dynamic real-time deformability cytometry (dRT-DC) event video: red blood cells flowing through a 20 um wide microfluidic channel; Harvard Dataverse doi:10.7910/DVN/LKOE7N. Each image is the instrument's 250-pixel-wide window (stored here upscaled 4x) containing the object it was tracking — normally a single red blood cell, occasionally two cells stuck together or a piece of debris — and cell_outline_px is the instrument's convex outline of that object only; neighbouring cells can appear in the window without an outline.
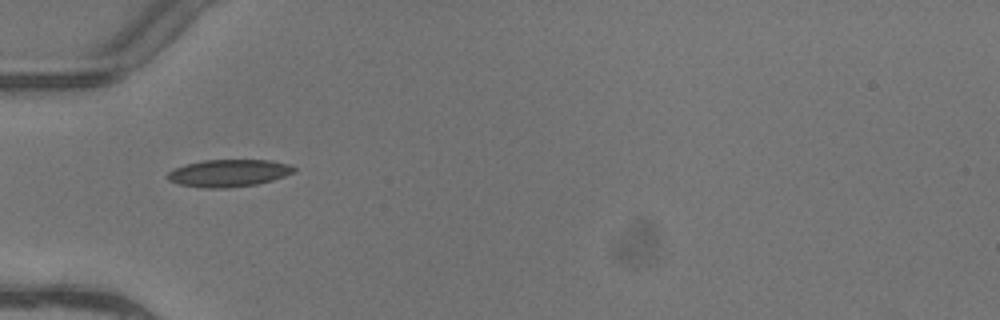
{"species": "common noctule bat (a hibernating species)", "species_latin": "Nyctalus noctula", "temperature_condition": "warm", "stored_images_in_passage": 4, "camera_frame_rate_fps": 3000, "um_per_image_px": 0.085, "animal": {"sex": "female"}, "frame": {"image": 1, "passage_image": 1, "time_ms": 0.0, "image_size_px": [1000, 320], "cell_outline_px": [[296, 172], [272, 180], [256, 184], [228, 188], [204, 188], [180, 184], [168, 180], [168, 172], [184, 164], [204, 160], [268, 160], [292, 164], [296, 168]], "centroid_in_image_um": [19.48, 14.71], "position_along_channel_um": 65.5, "area_um2": 20.11}}
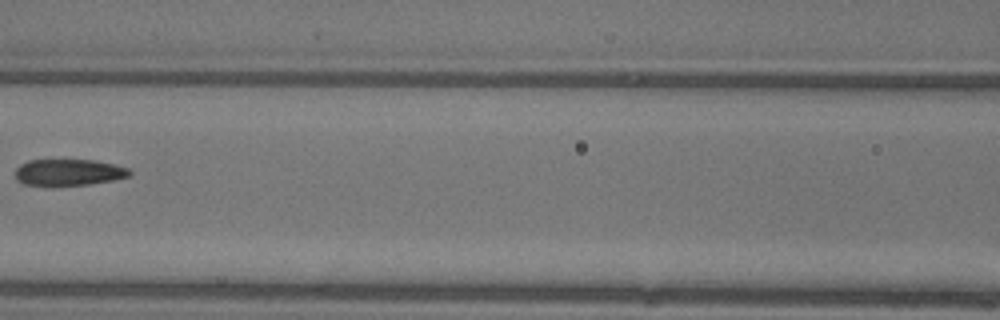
{"frame": {"image": 2, "passage_image": 3, "time_ms": 0.667, "image_size_px": [1000, 320], "cell_outline_px": [[132, 176], [112, 180], [88, 184], [48, 188], [24, 184], [16, 180], [16, 168], [20, 164], [28, 160], [96, 160], [128, 168], [132, 172]], "centroid_in_image_um": [5.79, 14.68], "position_along_channel_um": 160.8, "area_um2": 18.21}}
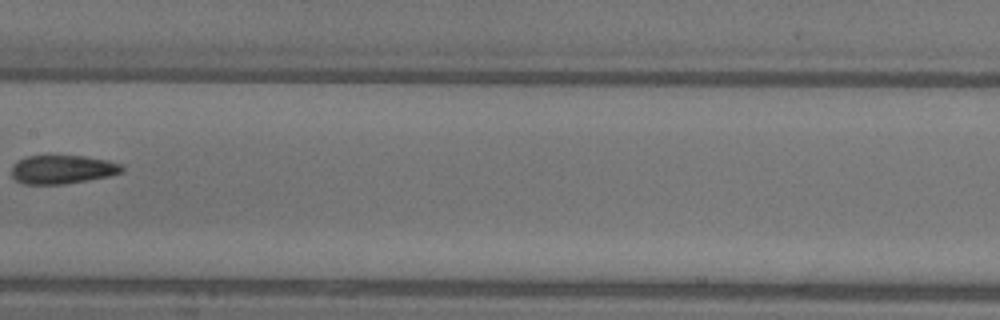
{"frame": {"image": 3, "passage_image": 4, "time_ms": 1.0, "image_size_px": [1000, 320], "cell_outline_px": [[124, 172], [108, 176], [64, 184], [24, 184], [16, 180], [12, 176], [12, 164], [16, 160], [28, 156], [84, 156], [108, 160], [124, 164]], "centroid_in_image_um": [5.32, 14.39], "position_along_channel_um": 202.1, "area_um2": 18.55}}